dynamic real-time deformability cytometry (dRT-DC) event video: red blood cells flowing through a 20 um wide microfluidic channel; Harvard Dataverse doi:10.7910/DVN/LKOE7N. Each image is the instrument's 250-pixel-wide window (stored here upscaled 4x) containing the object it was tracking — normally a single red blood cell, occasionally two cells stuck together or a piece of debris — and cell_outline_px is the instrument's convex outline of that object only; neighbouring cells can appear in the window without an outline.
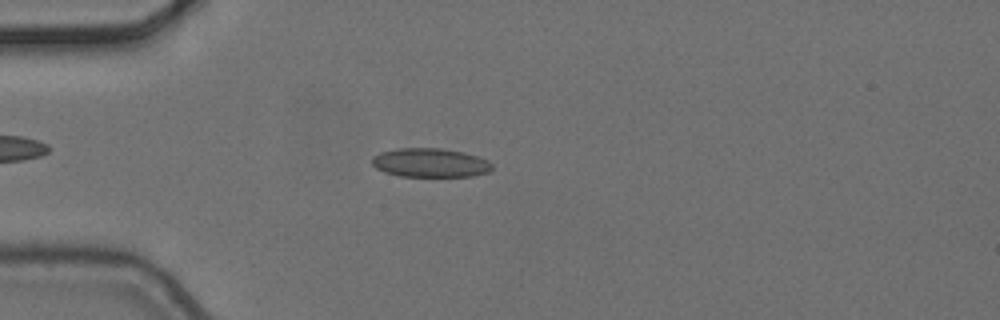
{"species": "common noctule bat (a hibernating species)", "species_latin": "Nyctalus noctula", "temperature_condition": "cold", "stored_images_in_passage": 4, "camera_frame_rate_fps": 3000, "um_per_image_px": 0.085, "animal": {"sex": "female", "body_mass_g": 24.6, "forearm_length_mm": 56.2}, "frame": {"image": 1, "passage_image": 4, "time_ms": 1.0, "image_size_px": [1000, 320], "cell_outline_px": [[492, 168], [488, 172], [472, 176], [400, 176], [384, 172], [376, 168], [372, 164], [372, 156], [380, 152], [396, 148], [440, 148], [464, 152], [488, 160], [492, 164]], "centroid_in_image_um": [36.54, 13.83], "position_along_channel_um": 48.5, "area_um2": 20.29}}